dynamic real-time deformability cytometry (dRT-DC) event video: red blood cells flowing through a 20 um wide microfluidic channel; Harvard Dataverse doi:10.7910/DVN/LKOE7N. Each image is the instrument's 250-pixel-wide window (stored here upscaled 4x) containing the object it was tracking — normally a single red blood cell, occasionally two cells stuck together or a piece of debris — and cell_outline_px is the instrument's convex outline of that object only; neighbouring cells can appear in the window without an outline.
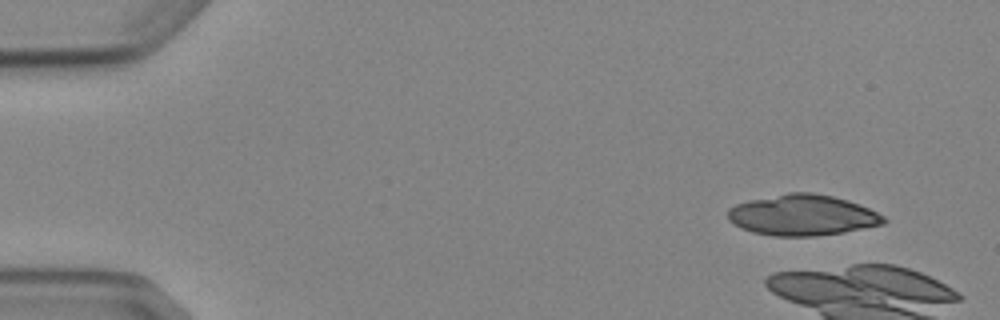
{"species": "Egyptian fruit bat (a non-hibernating species)", "species_latin": "Rousettus aegyptiacus", "temperature_condition": "cold", "stored_images_in_passage": 6, "camera_frame_rate_fps": 3000, "um_per_image_px": 0.085, "animal": {"sex": "female"}, "frame": {"image": 1, "passage_image": 1, "time_ms": 0.0, "image_size_px": [1000, 320], "cell_outline_px": [[888, 220], [884, 224], [844, 232], [816, 236], [772, 236], [752, 232], [740, 228], [728, 220], [728, 208], [736, 204], [748, 200], [788, 192], [812, 192], [832, 196], [848, 200], [860, 204], [884, 216]], "centroid_in_image_um": [68.2, 18.28], "position_along_channel_um": 16.8, "area_um2": 37.34}}